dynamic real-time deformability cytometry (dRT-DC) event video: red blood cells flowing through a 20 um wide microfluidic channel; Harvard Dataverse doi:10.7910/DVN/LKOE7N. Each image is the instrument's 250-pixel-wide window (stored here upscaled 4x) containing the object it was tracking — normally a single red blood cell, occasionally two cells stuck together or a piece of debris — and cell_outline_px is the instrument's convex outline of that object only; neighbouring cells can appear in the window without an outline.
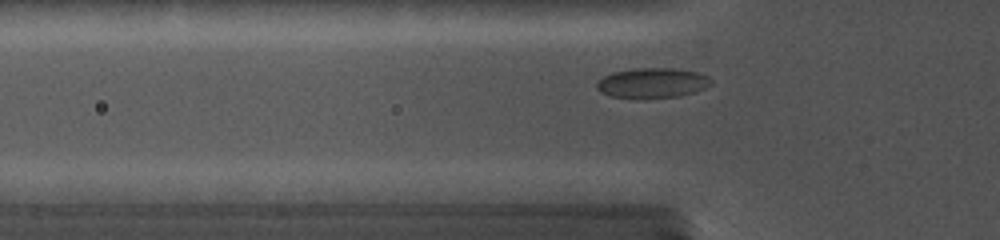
{"species": "common noctule bat (a hibernating species)", "species_latin": "Nyctalus noctula", "temperature_condition": "cold", "stored_images_in_passage": 46, "camera_frame_rate_fps": 5000, "um_per_image_px": 0.085, "animal": {"sex": "female", "body_mass_g": 19.0, "forearm_length_mm": 56.7}, "frame": {"image": 1, "passage_image": 9, "time_ms": 3.0, "image_size_px": [1000, 240], "cell_outline_px": [[712, 84], [704, 88], [680, 96], [636, 100], [612, 96], [600, 92], [596, 88], [596, 84], [604, 76], [612, 72], [636, 68], [672, 68], [700, 72], [708, 76], [712, 80]], "centroid_in_image_um": [55.44, 7.07], "position_along_channel_um": 70.4, "area_um2": 20.4}}
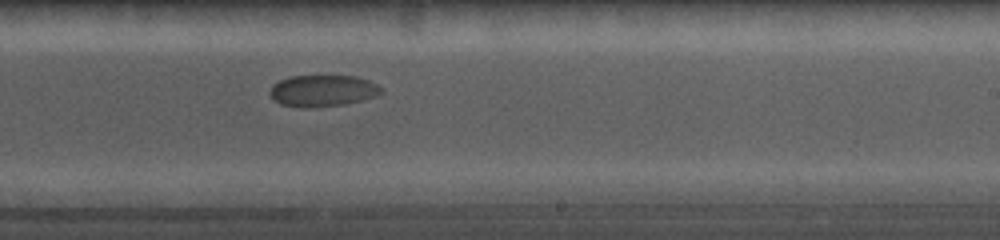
{"frame": {"image": 2, "passage_image": 24, "time_ms": 8.4, "image_size_px": [1000, 240], "cell_outline_px": [[384, 92], [360, 100], [344, 104], [280, 104], [272, 100], [268, 92], [272, 84], [288, 76], [356, 76], [380, 84], [384, 88]], "centroid_in_image_um": [27.45, 7.64], "position_along_channel_um": 261.6, "area_um2": 19.71}}
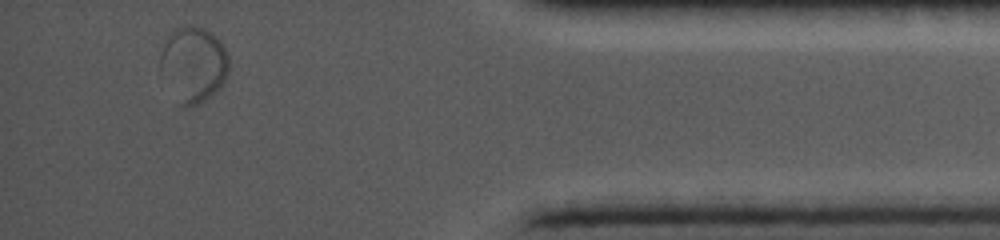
{"frame": {"image": 3, "passage_image": 42, "time_ms": 13.6, "image_size_px": [1000, 240], "cell_outline_px": [[228, 72], [224, 80], [204, 100], [196, 104], [180, 104], [160, 68], [160, 52], [172, 28], [188, 24], [204, 28], [212, 32], [220, 40], [228, 56]], "centroid_in_image_um": [16.43, 5.36], "position_along_channel_um": 418.8, "area_um2": 29.48}}